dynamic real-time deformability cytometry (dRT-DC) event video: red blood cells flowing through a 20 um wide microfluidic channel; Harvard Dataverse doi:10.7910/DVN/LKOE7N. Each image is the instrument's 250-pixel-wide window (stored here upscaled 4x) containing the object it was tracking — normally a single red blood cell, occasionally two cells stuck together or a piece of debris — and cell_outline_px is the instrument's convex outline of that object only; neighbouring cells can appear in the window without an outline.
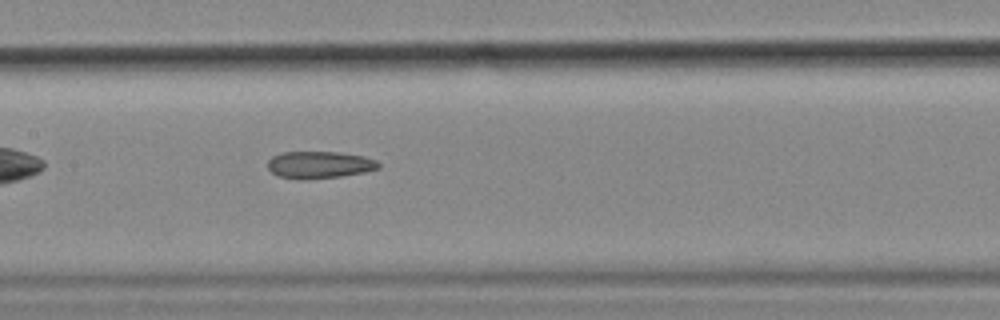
{"species": "common noctule bat (a hibernating species)", "species_latin": "Nyctalus noctula", "temperature_condition": "cold", "stored_images_in_passage": 42, "camera_frame_rate_fps": 3000, "um_per_image_px": 0.085, "animal": {"sex": "female", "body_mass_g": 18.4}, "frame": {"image": 1, "passage_image": 13, "time_ms": 4.0, "image_size_px": [1000, 320], "cell_outline_px": [[380, 168], [364, 172], [340, 176], [308, 180], [300, 180], [276, 176], [268, 168], [268, 160], [272, 156], [284, 152], [336, 152], [364, 156], [376, 160], [380, 164]], "centroid_in_image_um": [27.13, 14.02], "position_along_channel_um": 180.3, "area_um2": 17.63}, "authors_computed_cell_mechanics": {"area_um2": 17.9758, "velocity_mm_per_s": 3.596, "shape_relaxation_time_tau1_ms": null, "shape_relaxation_time_tau2_ms": 4.2895, "deformation_change_tau1": null, "deformation_change_tau2": 0.1386}}